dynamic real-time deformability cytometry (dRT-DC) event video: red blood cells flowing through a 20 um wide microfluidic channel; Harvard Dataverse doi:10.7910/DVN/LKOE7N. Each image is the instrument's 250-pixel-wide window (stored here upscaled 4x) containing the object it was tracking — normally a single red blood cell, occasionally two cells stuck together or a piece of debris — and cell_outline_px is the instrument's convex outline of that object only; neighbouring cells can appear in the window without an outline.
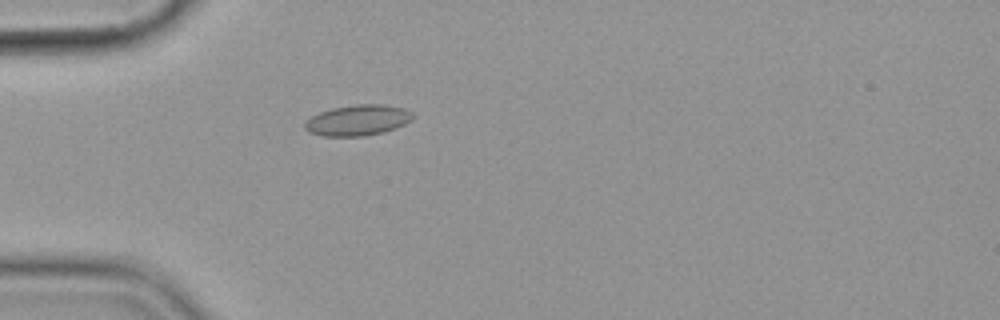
{"species": "common noctule bat (a hibernating species)", "species_latin": "Nyctalus noctula", "temperature_condition": "cold", "stored_images_in_passage": 5, "camera_frame_rate_fps": 3000, "um_per_image_px": 0.085, "animal": {"sex": "female", "body_mass_g": 19.9}, "frame": {"image": 1, "passage_image": 5, "time_ms": 4.667, "image_size_px": [1000, 320], "cell_outline_px": [[416, 116], [412, 120], [396, 128], [384, 132], [364, 136], [324, 136], [308, 132], [304, 128], [304, 120], [320, 112], [332, 108], [356, 104], [384, 104], [404, 108], [412, 112]], "centroid_in_image_um": [30.42, 10.22], "position_along_channel_um": 54.6, "area_um2": 19.59}}